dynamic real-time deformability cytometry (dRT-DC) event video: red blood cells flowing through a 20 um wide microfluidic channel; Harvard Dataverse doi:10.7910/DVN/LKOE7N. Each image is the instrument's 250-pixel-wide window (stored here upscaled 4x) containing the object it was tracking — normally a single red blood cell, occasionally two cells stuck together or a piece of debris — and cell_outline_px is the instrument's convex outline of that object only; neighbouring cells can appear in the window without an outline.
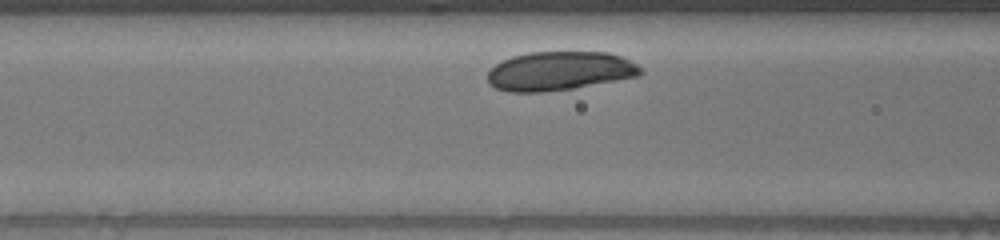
{"species": "human", "species_latin": "Homo sapiens", "temperature_condition": "warm", "stored_images_in_passage": 28, "camera_frame_rate_fps": 3000, "um_per_image_px": 0.085, "donor": {"sex": "male"}, "frame": {"image": 1, "passage_image": 6, "time_ms": 1.667, "image_size_px": [1000, 240], "cell_outline_px": [[644, 72], [640, 76], [576, 88], [540, 92], [508, 92], [496, 88], [488, 84], [488, 72], [496, 64], [512, 56], [528, 52], [608, 52], [620, 56], [636, 64]], "centroid_in_image_um": [47.57, 6.04], "position_along_channel_um": 119.0, "area_um2": 34.8}}
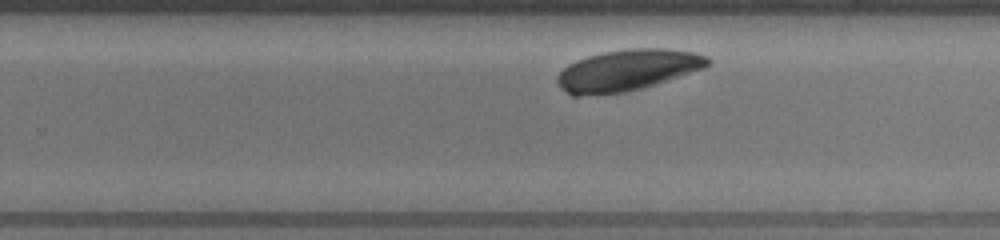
{"frame": {"image": 2, "passage_image": 20, "time_ms": 6.333, "image_size_px": [1000, 240], "cell_outline_px": [[712, 60], [704, 68], [640, 88], [624, 92], [580, 96], [572, 96], [560, 88], [556, 80], [556, 76], [568, 64], [576, 60], [588, 56], [604, 52], [628, 48], [668, 48], [696, 52], [708, 56]], "centroid_in_image_um": [53.31, 5.95], "position_along_channel_um": 276.5, "area_um2": 36.07}}
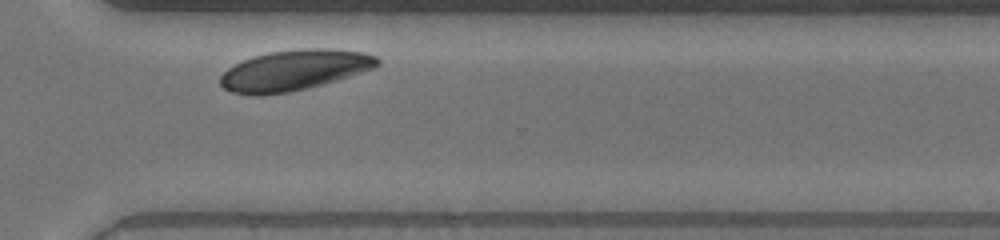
{"frame": {"image": 3, "passage_image": 26, "time_ms": 8.333, "image_size_px": [1000, 240], "cell_outline_px": [[380, 64], [372, 68], [324, 84], [288, 92], [260, 96], [248, 96], [232, 92], [224, 88], [220, 84], [220, 76], [228, 68], [244, 60], [256, 56], [272, 52], [300, 48], [328, 48], [364, 52], [376, 56], [380, 60]], "centroid_in_image_um": [25.0, 5.97], "position_along_channel_um": 345.6, "area_um2": 36.93}}